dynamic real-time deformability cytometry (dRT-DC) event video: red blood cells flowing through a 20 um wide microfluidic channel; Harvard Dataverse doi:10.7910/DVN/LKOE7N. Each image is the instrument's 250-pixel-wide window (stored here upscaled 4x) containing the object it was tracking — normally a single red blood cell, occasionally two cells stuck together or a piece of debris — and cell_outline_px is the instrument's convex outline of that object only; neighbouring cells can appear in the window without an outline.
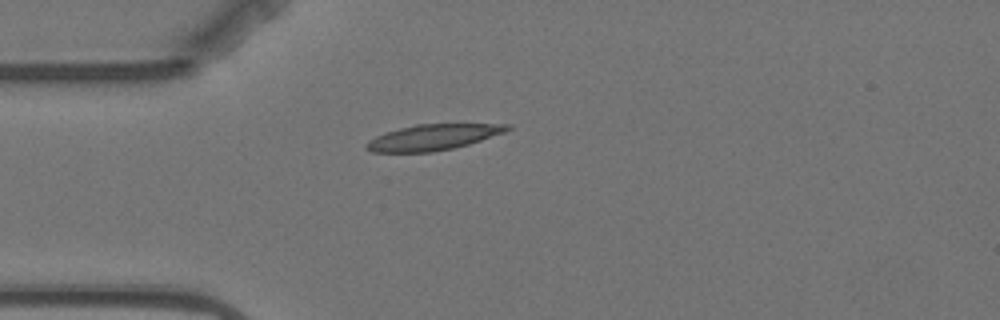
{"species": "Egyptian fruit bat (a non-hibernating species)", "species_latin": "Rousettus aegyptiacus", "temperature_condition": "warm", "stored_images_in_passage": 4, "camera_frame_rate_fps": 3000, "um_per_image_px": 0.085, "animal": {"sex": "female"}, "frame": {"image": 1, "passage_image": 4, "time_ms": 3.667, "image_size_px": [1000, 320], "cell_outline_px": [[512, 128], [504, 132], [468, 144], [452, 148], [432, 152], [372, 152], [364, 148], [364, 144], [368, 140], [384, 132], [416, 124], [512, 124]], "centroid_in_image_um": [36.75, 11.66], "position_along_channel_um": 48.2, "area_um2": 21.1}}